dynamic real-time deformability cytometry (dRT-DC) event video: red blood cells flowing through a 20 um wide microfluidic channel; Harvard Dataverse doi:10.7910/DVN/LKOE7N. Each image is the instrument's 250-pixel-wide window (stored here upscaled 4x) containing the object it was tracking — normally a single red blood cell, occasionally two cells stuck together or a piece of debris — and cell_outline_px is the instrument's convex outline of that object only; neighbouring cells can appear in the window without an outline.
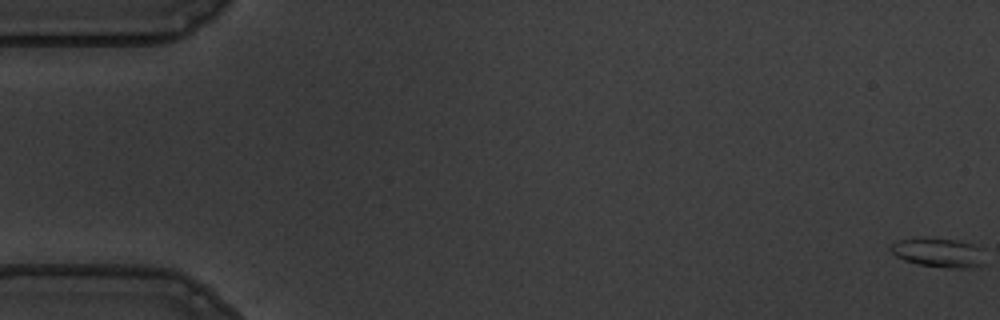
{"species": "common noctule bat (a hibernating species)", "species_latin": "Nyctalus noctula", "temperature_condition": "warm", "stored_images_in_passage": 58, "camera_frame_rate_fps": 3000, "um_per_image_px": 0.085, "animal": {"sex": "male", "body_mass_g": 19.5, "forearm_length_mm": 54.6}, "frame": {"image": 1, "passage_image": 1, "time_ms": 0.0, "image_size_px": [1000, 320], "cell_outline_px": [[984, 264], [968, 268], [948, 268], [920, 264], [904, 260], [896, 256], [888, 248], [888, 244], [896, 240], [920, 236], [924, 236], [956, 240], [972, 244], [980, 248]], "centroid_in_image_um": [79.69, 21.44], "position_along_channel_um": 5.3, "area_um2": 16.36}}
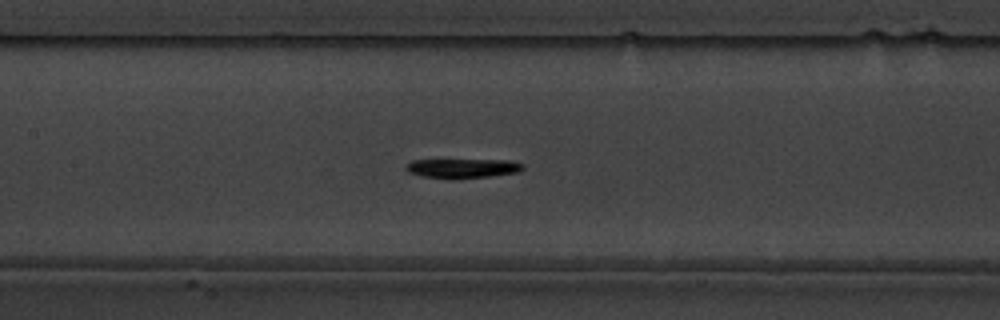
{"frame": {"image": 2, "passage_image": 28, "time_ms": 9.0, "image_size_px": [1000, 320], "cell_outline_px": [[524, 168], [520, 172], [488, 176], [424, 176], [408, 172], [404, 168], [404, 164], [412, 160], [512, 160], [524, 164]], "centroid_in_image_um": [39.36, 14.25], "position_along_channel_um": 168.0, "area_um2": 12.54}}
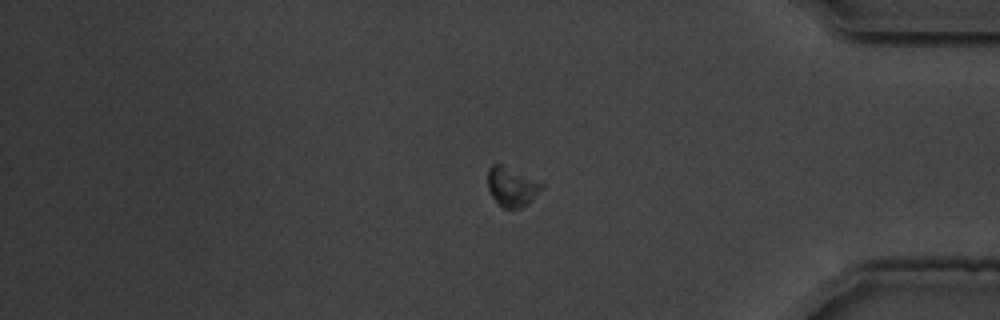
{"frame": {"image": 3, "passage_image": 49, "time_ms": 16.0, "image_size_px": [1000, 320], "cell_outline_px": [[544, 188], [528, 204], [520, 208], [504, 208], [492, 196], [488, 188], [488, 168], [492, 164], [500, 164], [544, 184]], "centroid_in_image_um": [43.51, 15.89], "position_along_channel_um": 391.7, "area_um2": 12.08}, "authors_computed_cell_mechanics": {"area_um2": 13.4674, "velocity_mm_per_s": 3.5433, "shape_relaxation_time_tau1_ms": 1.9508, "shape_relaxation_time_tau2_ms": null, "deformation_change_tau1": 0.1346, "deformation_change_tau2": null}}